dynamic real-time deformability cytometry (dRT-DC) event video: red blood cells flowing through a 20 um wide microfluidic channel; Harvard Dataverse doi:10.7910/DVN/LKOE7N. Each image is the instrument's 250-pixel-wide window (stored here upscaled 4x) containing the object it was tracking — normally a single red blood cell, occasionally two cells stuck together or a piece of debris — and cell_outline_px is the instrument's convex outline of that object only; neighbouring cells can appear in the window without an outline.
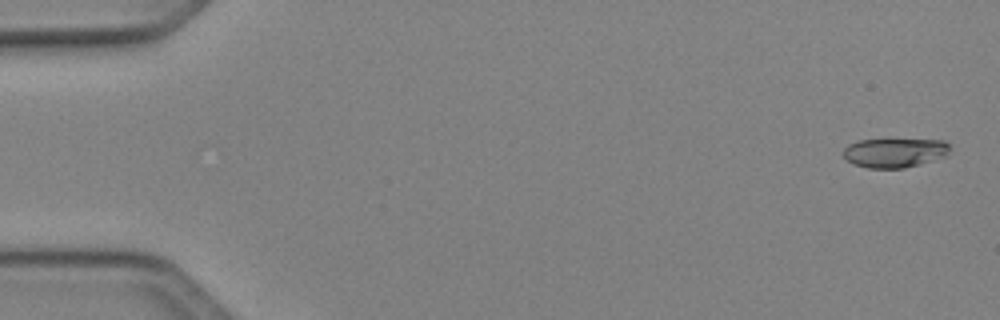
{"species": "Egyptian fruit bat (a non-hibernating species)", "species_latin": "Rousettus aegyptiacus", "temperature_condition": "cold", "stored_images_in_passage": 50, "camera_frame_rate_fps": 3000, "um_per_image_px": 0.085, "animal": {"sex": "female"}, "frame": {"image": 1, "passage_image": 2, "time_ms": 0.333, "image_size_px": [1000, 320], "cell_outline_px": [[948, 152], [944, 156], [920, 164], [904, 168], [868, 168], [852, 164], [844, 156], [844, 148], [848, 144], [860, 140], [944, 140], [948, 144]], "centroid_in_image_um": [76.01, 12.99], "position_along_channel_um": 9.0, "area_um2": 17.92}}
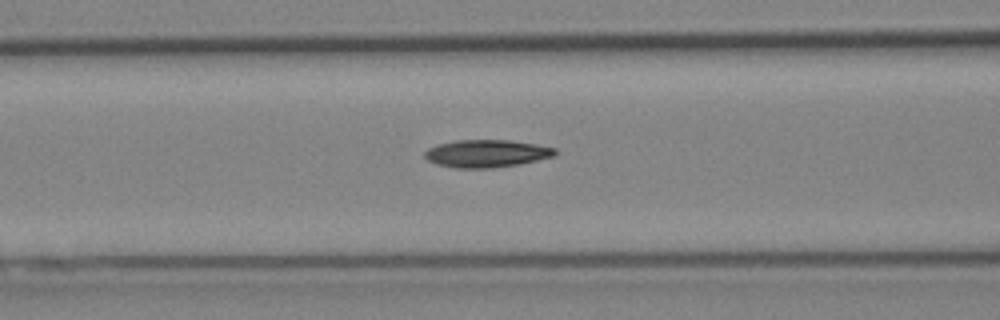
{"frame": {"image": 2, "passage_image": 21, "time_ms": 6.667, "image_size_px": [1000, 320], "cell_outline_px": [[556, 156], [520, 164], [492, 168], [456, 168], [436, 164], [428, 160], [424, 156], [424, 152], [428, 148], [436, 144], [456, 140], [508, 140], [536, 144], [556, 148]], "centroid_in_image_um": [41.35, 13.05], "position_along_channel_um": 125.2, "area_um2": 21.1}}
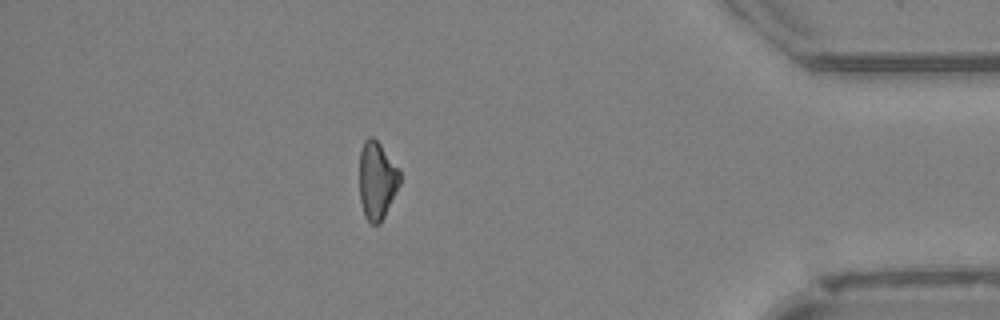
{"frame": {"image": 3, "passage_image": 44, "time_ms": 14.333, "image_size_px": [1000, 320], "cell_outline_px": [[400, 184], [380, 224], [372, 224], [364, 216], [360, 200], [360, 152], [364, 140], [368, 136], [372, 136], [380, 144], [400, 168]], "centroid_in_image_um": [32.05, 15.32], "position_along_channel_um": 403.2, "area_um2": 18.38}, "authors_computed_cell_mechanics": {"area_um2": 19.8254, "velocity_mm_per_s": 4.153, "shape_relaxation_time_tau1_ms": 6.8712, "shape_relaxation_time_tau2_ms": null, "deformation_change_tau1": 0.1531, "deformation_change_tau2": null}}